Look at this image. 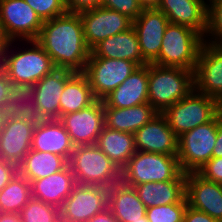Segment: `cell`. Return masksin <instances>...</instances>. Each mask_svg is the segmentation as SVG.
Segmentation results:
<instances>
[{
    "instance_id": "cell-33",
    "label": "cell",
    "mask_w": 222,
    "mask_h": 222,
    "mask_svg": "<svg viewBox=\"0 0 222 222\" xmlns=\"http://www.w3.org/2000/svg\"><path fill=\"white\" fill-rule=\"evenodd\" d=\"M186 197L179 203L153 206L146 210L149 222H183L187 208Z\"/></svg>"
},
{
    "instance_id": "cell-1",
    "label": "cell",
    "mask_w": 222,
    "mask_h": 222,
    "mask_svg": "<svg viewBox=\"0 0 222 222\" xmlns=\"http://www.w3.org/2000/svg\"><path fill=\"white\" fill-rule=\"evenodd\" d=\"M36 41L50 56L56 68L84 71L91 50L84 39L79 13L66 12L43 21Z\"/></svg>"
},
{
    "instance_id": "cell-18",
    "label": "cell",
    "mask_w": 222,
    "mask_h": 222,
    "mask_svg": "<svg viewBox=\"0 0 222 222\" xmlns=\"http://www.w3.org/2000/svg\"><path fill=\"white\" fill-rule=\"evenodd\" d=\"M135 149L177 156L178 136L169 127L166 117L159 113L134 134Z\"/></svg>"
},
{
    "instance_id": "cell-40",
    "label": "cell",
    "mask_w": 222,
    "mask_h": 222,
    "mask_svg": "<svg viewBox=\"0 0 222 222\" xmlns=\"http://www.w3.org/2000/svg\"><path fill=\"white\" fill-rule=\"evenodd\" d=\"M18 173V166L2 160L0 162V191L9 183V181Z\"/></svg>"
},
{
    "instance_id": "cell-38",
    "label": "cell",
    "mask_w": 222,
    "mask_h": 222,
    "mask_svg": "<svg viewBox=\"0 0 222 222\" xmlns=\"http://www.w3.org/2000/svg\"><path fill=\"white\" fill-rule=\"evenodd\" d=\"M205 179L221 183L222 182V157H212L198 171Z\"/></svg>"
},
{
    "instance_id": "cell-29",
    "label": "cell",
    "mask_w": 222,
    "mask_h": 222,
    "mask_svg": "<svg viewBox=\"0 0 222 222\" xmlns=\"http://www.w3.org/2000/svg\"><path fill=\"white\" fill-rule=\"evenodd\" d=\"M67 165L68 160L65 157L30 149L23 161L18 165V173L31 183L33 180L59 172Z\"/></svg>"
},
{
    "instance_id": "cell-3",
    "label": "cell",
    "mask_w": 222,
    "mask_h": 222,
    "mask_svg": "<svg viewBox=\"0 0 222 222\" xmlns=\"http://www.w3.org/2000/svg\"><path fill=\"white\" fill-rule=\"evenodd\" d=\"M193 89V71L148 64V103L158 113H163Z\"/></svg>"
},
{
    "instance_id": "cell-30",
    "label": "cell",
    "mask_w": 222,
    "mask_h": 222,
    "mask_svg": "<svg viewBox=\"0 0 222 222\" xmlns=\"http://www.w3.org/2000/svg\"><path fill=\"white\" fill-rule=\"evenodd\" d=\"M96 100L87 77L82 72H76L66 82L62 91L60 116L85 109Z\"/></svg>"
},
{
    "instance_id": "cell-25",
    "label": "cell",
    "mask_w": 222,
    "mask_h": 222,
    "mask_svg": "<svg viewBox=\"0 0 222 222\" xmlns=\"http://www.w3.org/2000/svg\"><path fill=\"white\" fill-rule=\"evenodd\" d=\"M103 105L106 127L133 134L159 114L149 103L130 108H110L104 101Z\"/></svg>"
},
{
    "instance_id": "cell-36",
    "label": "cell",
    "mask_w": 222,
    "mask_h": 222,
    "mask_svg": "<svg viewBox=\"0 0 222 222\" xmlns=\"http://www.w3.org/2000/svg\"><path fill=\"white\" fill-rule=\"evenodd\" d=\"M42 21L50 20L67 12L64 0H24Z\"/></svg>"
},
{
    "instance_id": "cell-45",
    "label": "cell",
    "mask_w": 222,
    "mask_h": 222,
    "mask_svg": "<svg viewBox=\"0 0 222 222\" xmlns=\"http://www.w3.org/2000/svg\"><path fill=\"white\" fill-rule=\"evenodd\" d=\"M0 222H22L18 213L0 212Z\"/></svg>"
},
{
    "instance_id": "cell-14",
    "label": "cell",
    "mask_w": 222,
    "mask_h": 222,
    "mask_svg": "<svg viewBox=\"0 0 222 222\" xmlns=\"http://www.w3.org/2000/svg\"><path fill=\"white\" fill-rule=\"evenodd\" d=\"M83 24L84 39L91 50L102 40L128 30L133 20L115 10L102 6L79 13Z\"/></svg>"
},
{
    "instance_id": "cell-44",
    "label": "cell",
    "mask_w": 222,
    "mask_h": 222,
    "mask_svg": "<svg viewBox=\"0 0 222 222\" xmlns=\"http://www.w3.org/2000/svg\"><path fill=\"white\" fill-rule=\"evenodd\" d=\"M10 40L5 35L2 22L0 21V64L3 61Z\"/></svg>"
},
{
    "instance_id": "cell-13",
    "label": "cell",
    "mask_w": 222,
    "mask_h": 222,
    "mask_svg": "<svg viewBox=\"0 0 222 222\" xmlns=\"http://www.w3.org/2000/svg\"><path fill=\"white\" fill-rule=\"evenodd\" d=\"M0 21L10 41L36 40L43 21L24 0H0Z\"/></svg>"
},
{
    "instance_id": "cell-24",
    "label": "cell",
    "mask_w": 222,
    "mask_h": 222,
    "mask_svg": "<svg viewBox=\"0 0 222 222\" xmlns=\"http://www.w3.org/2000/svg\"><path fill=\"white\" fill-rule=\"evenodd\" d=\"M76 185L69 164L61 171L31 182L32 197L60 208Z\"/></svg>"
},
{
    "instance_id": "cell-16",
    "label": "cell",
    "mask_w": 222,
    "mask_h": 222,
    "mask_svg": "<svg viewBox=\"0 0 222 222\" xmlns=\"http://www.w3.org/2000/svg\"><path fill=\"white\" fill-rule=\"evenodd\" d=\"M194 89L222 101V45L203 43L193 72Z\"/></svg>"
},
{
    "instance_id": "cell-31",
    "label": "cell",
    "mask_w": 222,
    "mask_h": 222,
    "mask_svg": "<svg viewBox=\"0 0 222 222\" xmlns=\"http://www.w3.org/2000/svg\"><path fill=\"white\" fill-rule=\"evenodd\" d=\"M31 198V183L17 173L0 191V212L19 214Z\"/></svg>"
},
{
    "instance_id": "cell-49",
    "label": "cell",
    "mask_w": 222,
    "mask_h": 222,
    "mask_svg": "<svg viewBox=\"0 0 222 222\" xmlns=\"http://www.w3.org/2000/svg\"><path fill=\"white\" fill-rule=\"evenodd\" d=\"M219 114L222 117V101L219 102Z\"/></svg>"
},
{
    "instance_id": "cell-47",
    "label": "cell",
    "mask_w": 222,
    "mask_h": 222,
    "mask_svg": "<svg viewBox=\"0 0 222 222\" xmlns=\"http://www.w3.org/2000/svg\"><path fill=\"white\" fill-rule=\"evenodd\" d=\"M9 111H7L6 109H0V130L4 125L5 119L8 115Z\"/></svg>"
},
{
    "instance_id": "cell-4",
    "label": "cell",
    "mask_w": 222,
    "mask_h": 222,
    "mask_svg": "<svg viewBox=\"0 0 222 222\" xmlns=\"http://www.w3.org/2000/svg\"><path fill=\"white\" fill-rule=\"evenodd\" d=\"M186 180L177 156L137 151L121 169V182L134 187L147 182Z\"/></svg>"
},
{
    "instance_id": "cell-37",
    "label": "cell",
    "mask_w": 222,
    "mask_h": 222,
    "mask_svg": "<svg viewBox=\"0 0 222 222\" xmlns=\"http://www.w3.org/2000/svg\"><path fill=\"white\" fill-rule=\"evenodd\" d=\"M101 6L124 14L133 21L145 8L139 0H102Z\"/></svg>"
},
{
    "instance_id": "cell-22",
    "label": "cell",
    "mask_w": 222,
    "mask_h": 222,
    "mask_svg": "<svg viewBox=\"0 0 222 222\" xmlns=\"http://www.w3.org/2000/svg\"><path fill=\"white\" fill-rule=\"evenodd\" d=\"M89 57H105L112 59L130 60L139 67L149 64L141 53L139 40L135 28L102 40L91 49Z\"/></svg>"
},
{
    "instance_id": "cell-34",
    "label": "cell",
    "mask_w": 222,
    "mask_h": 222,
    "mask_svg": "<svg viewBox=\"0 0 222 222\" xmlns=\"http://www.w3.org/2000/svg\"><path fill=\"white\" fill-rule=\"evenodd\" d=\"M208 3L207 30L204 35L206 40L204 41L210 44L222 45V0ZM208 36H211V40Z\"/></svg>"
},
{
    "instance_id": "cell-17",
    "label": "cell",
    "mask_w": 222,
    "mask_h": 222,
    "mask_svg": "<svg viewBox=\"0 0 222 222\" xmlns=\"http://www.w3.org/2000/svg\"><path fill=\"white\" fill-rule=\"evenodd\" d=\"M169 23L167 16L156 7H145L133 21L141 53L148 63H153L159 57L163 35Z\"/></svg>"
},
{
    "instance_id": "cell-32",
    "label": "cell",
    "mask_w": 222,
    "mask_h": 222,
    "mask_svg": "<svg viewBox=\"0 0 222 222\" xmlns=\"http://www.w3.org/2000/svg\"><path fill=\"white\" fill-rule=\"evenodd\" d=\"M19 215L22 222H58L60 208L32 197Z\"/></svg>"
},
{
    "instance_id": "cell-6",
    "label": "cell",
    "mask_w": 222,
    "mask_h": 222,
    "mask_svg": "<svg viewBox=\"0 0 222 222\" xmlns=\"http://www.w3.org/2000/svg\"><path fill=\"white\" fill-rule=\"evenodd\" d=\"M204 37L183 25L169 23L161 44L159 57L153 64L195 70Z\"/></svg>"
},
{
    "instance_id": "cell-23",
    "label": "cell",
    "mask_w": 222,
    "mask_h": 222,
    "mask_svg": "<svg viewBox=\"0 0 222 222\" xmlns=\"http://www.w3.org/2000/svg\"><path fill=\"white\" fill-rule=\"evenodd\" d=\"M103 101L110 108H130L148 103V64L140 66Z\"/></svg>"
},
{
    "instance_id": "cell-48",
    "label": "cell",
    "mask_w": 222,
    "mask_h": 222,
    "mask_svg": "<svg viewBox=\"0 0 222 222\" xmlns=\"http://www.w3.org/2000/svg\"><path fill=\"white\" fill-rule=\"evenodd\" d=\"M133 222H149V221L147 220V217H142L139 220H136V221H133Z\"/></svg>"
},
{
    "instance_id": "cell-15",
    "label": "cell",
    "mask_w": 222,
    "mask_h": 222,
    "mask_svg": "<svg viewBox=\"0 0 222 222\" xmlns=\"http://www.w3.org/2000/svg\"><path fill=\"white\" fill-rule=\"evenodd\" d=\"M76 146L94 145L105 126L103 100L89 107L62 115L58 119Z\"/></svg>"
},
{
    "instance_id": "cell-42",
    "label": "cell",
    "mask_w": 222,
    "mask_h": 222,
    "mask_svg": "<svg viewBox=\"0 0 222 222\" xmlns=\"http://www.w3.org/2000/svg\"><path fill=\"white\" fill-rule=\"evenodd\" d=\"M212 157H222V117L218 114L217 140L212 152Z\"/></svg>"
},
{
    "instance_id": "cell-12",
    "label": "cell",
    "mask_w": 222,
    "mask_h": 222,
    "mask_svg": "<svg viewBox=\"0 0 222 222\" xmlns=\"http://www.w3.org/2000/svg\"><path fill=\"white\" fill-rule=\"evenodd\" d=\"M108 188L76 184L60 207V220L87 222L108 207Z\"/></svg>"
},
{
    "instance_id": "cell-28",
    "label": "cell",
    "mask_w": 222,
    "mask_h": 222,
    "mask_svg": "<svg viewBox=\"0 0 222 222\" xmlns=\"http://www.w3.org/2000/svg\"><path fill=\"white\" fill-rule=\"evenodd\" d=\"M96 145L120 170L136 152L133 133L113 130L106 126L102 129Z\"/></svg>"
},
{
    "instance_id": "cell-20",
    "label": "cell",
    "mask_w": 222,
    "mask_h": 222,
    "mask_svg": "<svg viewBox=\"0 0 222 222\" xmlns=\"http://www.w3.org/2000/svg\"><path fill=\"white\" fill-rule=\"evenodd\" d=\"M156 8L167 16L171 24L187 26L204 37L207 30V1L160 0Z\"/></svg>"
},
{
    "instance_id": "cell-5",
    "label": "cell",
    "mask_w": 222,
    "mask_h": 222,
    "mask_svg": "<svg viewBox=\"0 0 222 222\" xmlns=\"http://www.w3.org/2000/svg\"><path fill=\"white\" fill-rule=\"evenodd\" d=\"M68 164L76 184L110 188L121 182V170L94 145L76 146Z\"/></svg>"
},
{
    "instance_id": "cell-11",
    "label": "cell",
    "mask_w": 222,
    "mask_h": 222,
    "mask_svg": "<svg viewBox=\"0 0 222 222\" xmlns=\"http://www.w3.org/2000/svg\"><path fill=\"white\" fill-rule=\"evenodd\" d=\"M138 68L130 60L89 57L82 73L87 77L94 97L103 100Z\"/></svg>"
},
{
    "instance_id": "cell-46",
    "label": "cell",
    "mask_w": 222,
    "mask_h": 222,
    "mask_svg": "<svg viewBox=\"0 0 222 222\" xmlns=\"http://www.w3.org/2000/svg\"><path fill=\"white\" fill-rule=\"evenodd\" d=\"M144 7H156L160 0H139Z\"/></svg>"
},
{
    "instance_id": "cell-43",
    "label": "cell",
    "mask_w": 222,
    "mask_h": 222,
    "mask_svg": "<svg viewBox=\"0 0 222 222\" xmlns=\"http://www.w3.org/2000/svg\"><path fill=\"white\" fill-rule=\"evenodd\" d=\"M87 222H119L113 213L106 208L103 212L96 214Z\"/></svg>"
},
{
    "instance_id": "cell-19",
    "label": "cell",
    "mask_w": 222,
    "mask_h": 222,
    "mask_svg": "<svg viewBox=\"0 0 222 222\" xmlns=\"http://www.w3.org/2000/svg\"><path fill=\"white\" fill-rule=\"evenodd\" d=\"M188 206L222 222V184L205 179L198 172L186 173Z\"/></svg>"
},
{
    "instance_id": "cell-2",
    "label": "cell",
    "mask_w": 222,
    "mask_h": 222,
    "mask_svg": "<svg viewBox=\"0 0 222 222\" xmlns=\"http://www.w3.org/2000/svg\"><path fill=\"white\" fill-rule=\"evenodd\" d=\"M16 41H10L0 68L6 73L13 86L23 95L31 86L41 80L44 76L52 73L56 67L36 40L27 41L31 43L30 49L19 51L9 56V47Z\"/></svg>"
},
{
    "instance_id": "cell-8",
    "label": "cell",
    "mask_w": 222,
    "mask_h": 222,
    "mask_svg": "<svg viewBox=\"0 0 222 222\" xmlns=\"http://www.w3.org/2000/svg\"><path fill=\"white\" fill-rule=\"evenodd\" d=\"M162 114L166 117L169 127L179 137L184 132L213 120L219 114V103L212 97L193 89Z\"/></svg>"
},
{
    "instance_id": "cell-39",
    "label": "cell",
    "mask_w": 222,
    "mask_h": 222,
    "mask_svg": "<svg viewBox=\"0 0 222 222\" xmlns=\"http://www.w3.org/2000/svg\"><path fill=\"white\" fill-rule=\"evenodd\" d=\"M102 0H64L67 12L80 13L101 6Z\"/></svg>"
},
{
    "instance_id": "cell-26",
    "label": "cell",
    "mask_w": 222,
    "mask_h": 222,
    "mask_svg": "<svg viewBox=\"0 0 222 222\" xmlns=\"http://www.w3.org/2000/svg\"><path fill=\"white\" fill-rule=\"evenodd\" d=\"M108 209L119 222H133L146 217L147 208L139 199L134 187L123 182L108 188Z\"/></svg>"
},
{
    "instance_id": "cell-21",
    "label": "cell",
    "mask_w": 222,
    "mask_h": 222,
    "mask_svg": "<svg viewBox=\"0 0 222 222\" xmlns=\"http://www.w3.org/2000/svg\"><path fill=\"white\" fill-rule=\"evenodd\" d=\"M75 148L72 140L58 119L38 120L32 136L31 149L54 153L70 160Z\"/></svg>"
},
{
    "instance_id": "cell-27",
    "label": "cell",
    "mask_w": 222,
    "mask_h": 222,
    "mask_svg": "<svg viewBox=\"0 0 222 222\" xmlns=\"http://www.w3.org/2000/svg\"><path fill=\"white\" fill-rule=\"evenodd\" d=\"M139 199L148 209L181 202L186 195V180L147 182L134 186Z\"/></svg>"
},
{
    "instance_id": "cell-41",
    "label": "cell",
    "mask_w": 222,
    "mask_h": 222,
    "mask_svg": "<svg viewBox=\"0 0 222 222\" xmlns=\"http://www.w3.org/2000/svg\"><path fill=\"white\" fill-rule=\"evenodd\" d=\"M183 222H220L217 219L212 218L210 215L203 211H199L187 205L184 213Z\"/></svg>"
},
{
    "instance_id": "cell-35",
    "label": "cell",
    "mask_w": 222,
    "mask_h": 222,
    "mask_svg": "<svg viewBox=\"0 0 222 222\" xmlns=\"http://www.w3.org/2000/svg\"><path fill=\"white\" fill-rule=\"evenodd\" d=\"M22 106V95L0 68V109L11 112Z\"/></svg>"
},
{
    "instance_id": "cell-10",
    "label": "cell",
    "mask_w": 222,
    "mask_h": 222,
    "mask_svg": "<svg viewBox=\"0 0 222 222\" xmlns=\"http://www.w3.org/2000/svg\"><path fill=\"white\" fill-rule=\"evenodd\" d=\"M218 115L178 137L177 158L184 173L197 172L212 158L217 140Z\"/></svg>"
},
{
    "instance_id": "cell-9",
    "label": "cell",
    "mask_w": 222,
    "mask_h": 222,
    "mask_svg": "<svg viewBox=\"0 0 222 222\" xmlns=\"http://www.w3.org/2000/svg\"><path fill=\"white\" fill-rule=\"evenodd\" d=\"M38 119L23 106L8 113L0 130L2 160L19 165L31 149L33 130Z\"/></svg>"
},
{
    "instance_id": "cell-7",
    "label": "cell",
    "mask_w": 222,
    "mask_h": 222,
    "mask_svg": "<svg viewBox=\"0 0 222 222\" xmlns=\"http://www.w3.org/2000/svg\"><path fill=\"white\" fill-rule=\"evenodd\" d=\"M75 73L56 68L22 95V106L38 120L59 119L62 91Z\"/></svg>"
}]
</instances>
